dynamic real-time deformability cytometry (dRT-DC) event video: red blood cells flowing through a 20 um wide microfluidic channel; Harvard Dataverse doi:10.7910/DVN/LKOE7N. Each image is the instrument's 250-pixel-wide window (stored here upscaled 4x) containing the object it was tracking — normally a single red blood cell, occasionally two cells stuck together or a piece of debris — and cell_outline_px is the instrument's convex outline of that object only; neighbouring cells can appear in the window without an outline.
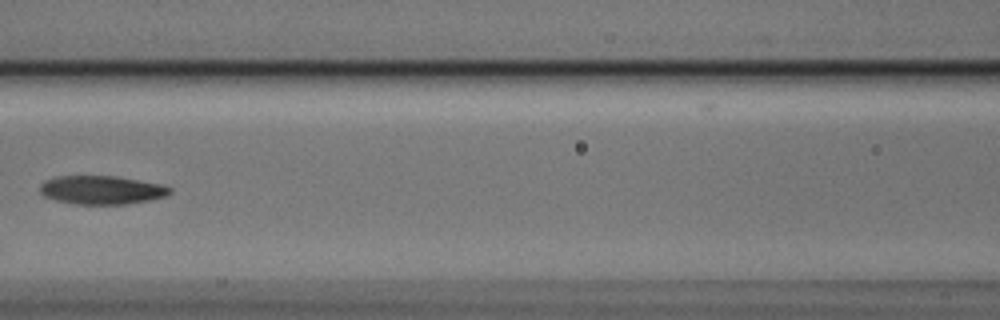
{"species": "Egyptian fruit bat (a non-hibernating species)", "species_latin": "Rousettus aegyptiacus", "temperature_condition": "cold", "stored_images_in_passage": 5, "camera_frame_rate_fps": 3000, "um_per_image_px": 0.085, "animal": {"sex": "male"}, "frame": {"image": 1, "passage_image": 5, "time_ms": 1.333, "image_size_px": [1000, 320], "cell_outline_px": [[172, 192], [168, 196], [148, 200], [124, 204], [76, 204], [56, 200], [44, 196], [40, 192], [40, 184], [56, 176], [116, 176], [164, 184], [172, 188]], "centroid_in_image_um": [8.69, 16.14], "position_along_channel_um": 157.9, "area_um2": 21.68}}